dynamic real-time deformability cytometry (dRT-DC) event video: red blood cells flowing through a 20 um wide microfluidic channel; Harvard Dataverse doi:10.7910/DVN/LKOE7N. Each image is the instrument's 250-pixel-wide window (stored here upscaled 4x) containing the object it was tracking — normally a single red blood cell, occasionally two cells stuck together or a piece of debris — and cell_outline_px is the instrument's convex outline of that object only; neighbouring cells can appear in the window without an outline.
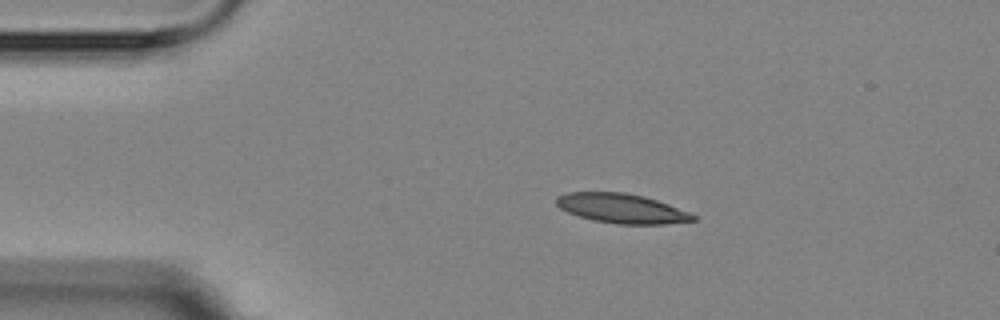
{"species": "Egyptian fruit bat (a non-hibernating species)", "species_latin": "Rousettus aegyptiacus", "temperature_condition": "room temperature", "stored_images_in_passage": 7, "camera_frame_rate_fps": 3000, "um_per_image_px": 0.085, "animal": {"sex": "female"}, "frame": {"image": 1, "passage_image": 1, "time_ms": 0.0, "image_size_px": [1000, 320], "cell_outline_px": [[696, 220], [668, 224], [620, 224], [592, 220], [568, 212], [560, 208], [556, 204], [556, 196], [568, 192], [624, 192], [644, 196], [668, 204], [688, 212], [696, 216]], "centroid_in_image_um": [52.83, 17.71], "position_along_channel_um": 32.2, "area_um2": 23.41}}
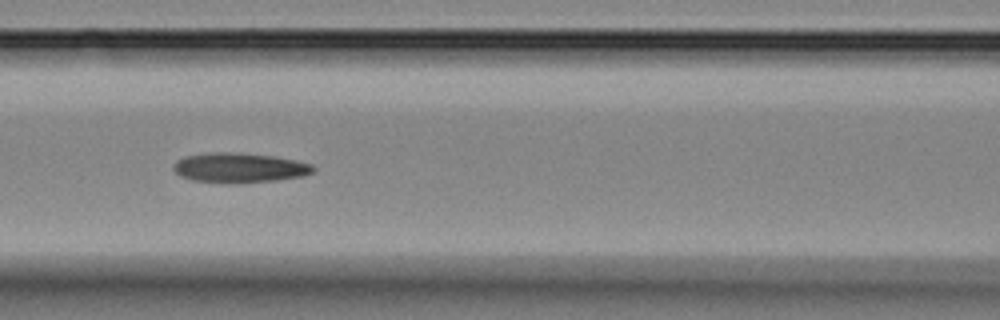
{"frame": {"image": 2, "passage_image": 4, "time_ms": 4.333, "image_size_px": [1000, 320], "cell_outline_px": [[316, 168], [312, 172], [304, 176], [276, 180], [224, 184], [192, 180], [180, 176], [172, 168], [172, 164], [176, 160], [184, 156], [212, 152], [240, 152], [276, 156], [296, 160], [312, 164]], "centroid_in_image_um": [20.33, 14.25], "position_along_channel_um": 146.3, "area_um2": 24.68}}
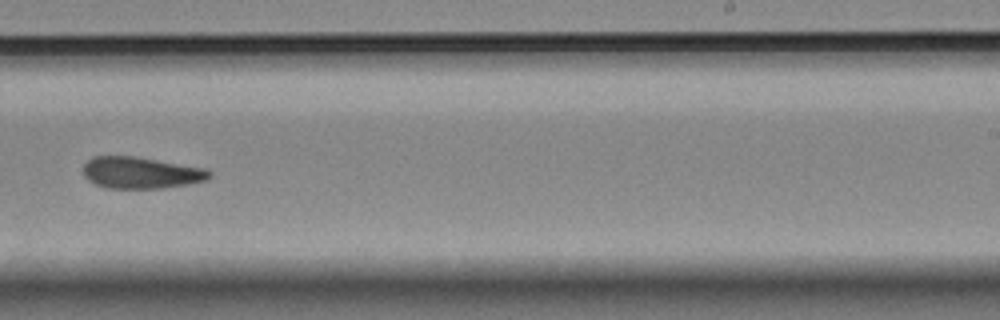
{"frame": {"image": 3, "passage_image": 7, "time_ms": 8.0, "image_size_px": [1000, 320], "cell_outline_px": [[212, 176], [208, 180], [188, 184], [160, 188], [108, 188], [96, 184], [88, 180], [84, 176], [84, 164], [92, 156], [136, 156], [208, 168], [212, 172]], "centroid_in_image_um": [12.03, 14.67], "position_along_channel_um": 277.0, "area_um2": 23.47}}